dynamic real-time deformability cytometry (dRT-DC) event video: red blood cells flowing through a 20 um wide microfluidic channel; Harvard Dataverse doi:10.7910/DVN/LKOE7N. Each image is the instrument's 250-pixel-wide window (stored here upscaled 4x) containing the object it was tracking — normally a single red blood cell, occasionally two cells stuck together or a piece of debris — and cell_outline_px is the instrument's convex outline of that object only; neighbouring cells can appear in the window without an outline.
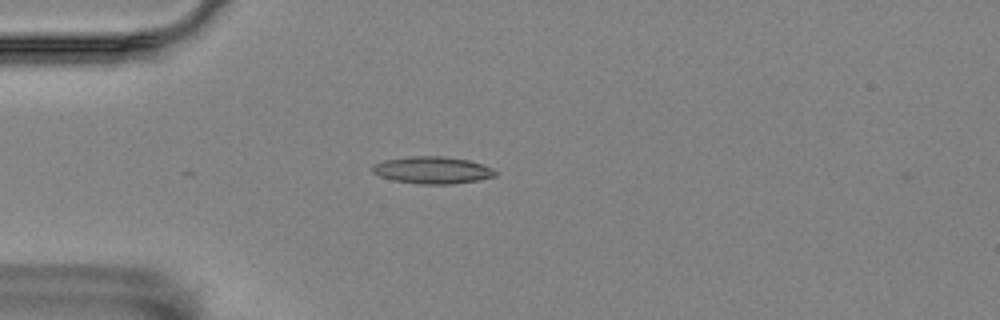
{"species": "Egyptian fruit bat (a non-hibernating species)", "species_latin": "Rousettus aegyptiacus", "temperature_condition": "room temperature", "stored_images_in_passage": 2, "camera_frame_rate_fps": 3000, "um_per_image_px": 0.085, "animal": {"sex": "female"}, "frame": {"image": 1, "passage_image": 1, "time_ms": 0.0, "image_size_px": [1000, 320], "cell_outline_px": [[496, 176], [480, 180], [452, 184], [416, 184], [392, 180], [380, 176], [372, 172], [372, 164], [384, 160], [408, 156], [444, 156], [468, 160], [492, 168], [496, 172]], "centroid_in_image_um": [36.72, 14.46], "position_along_channel_um": 48.3, "area_um2": 19.54}}